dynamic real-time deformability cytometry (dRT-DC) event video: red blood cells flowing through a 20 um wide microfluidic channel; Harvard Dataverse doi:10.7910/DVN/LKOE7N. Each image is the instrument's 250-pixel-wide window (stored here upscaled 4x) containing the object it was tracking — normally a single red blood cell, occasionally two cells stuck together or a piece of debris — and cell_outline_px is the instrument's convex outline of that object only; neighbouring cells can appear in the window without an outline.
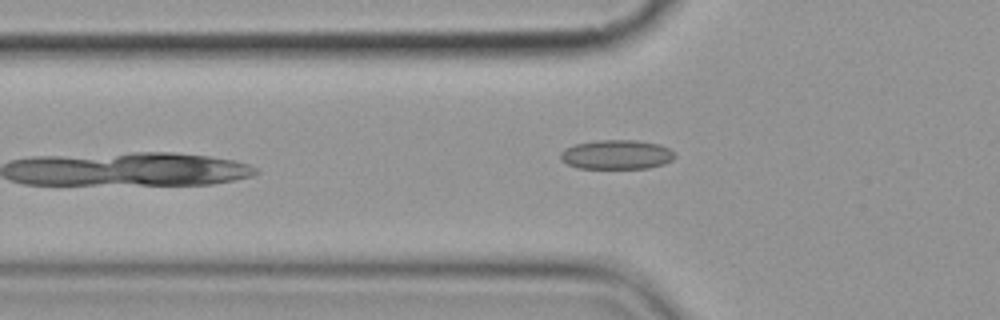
{"species": "common noctule bat (a hibernating species)", "species_latin": "Nyctalus noctula", "temperature_condition": "cold", "stored_images_in_passage": 15, "camera_frame_rate_fps": 3000, "um_per_image_px": 0.085, "animal": {"sex": "female", "body_mass_g": 19.9}, "frame": {"image": 1, "passage_image": 5, "time_ms": 5.667, "image_size_px": [1000, 320], "cell_outline_px": [[676, 156], [672, 160], [664, 164], [648, 168], [576, 168], [560, 160], [560, 152], [564, 148], [576, 144], [596, 140], [636, 140], [660, 144], [676, 152]], "centroid_in_image_um": [52.42, 13.14], "position_along_channel_um": 73.4, "area_um2": 19.77}}
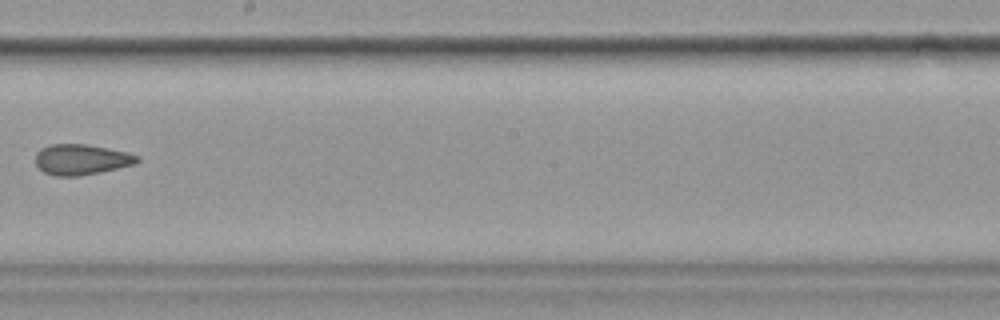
{"frame": {"image": 2, "passage_image": 9, "time_ms": 10.333, "image_size_px": [1000, 320], "cell_outline_px": [[140, 160], [136, 164], [100, 172], [80, 176], [56, 176], [44, 172], [36, 164], [36, 152], [40, 148], [52, 144], [84, 144], [128, 152], [140, 156]], "centroid_in_image_um": [6.93, 13.56], "position_along_channel_um": 241.3, "area_um2": 18.15}}
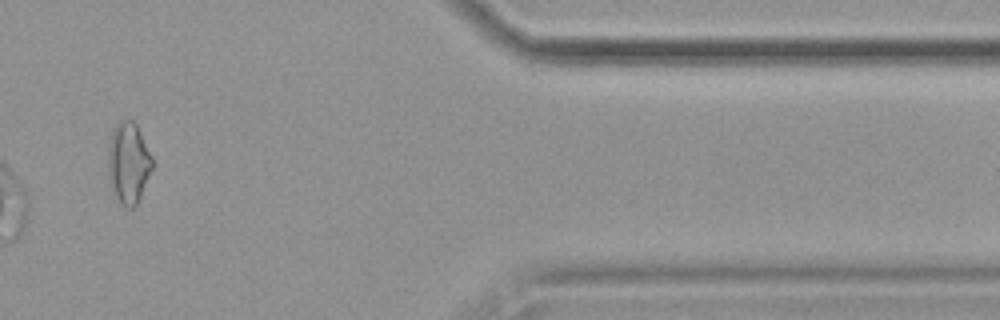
{"frame": {"image": 3, "passage_image": 13, "time_ms": 15.667, "image_size_px": [1000, 320], "cell_outline_px": [[152, 168], [140, 196], [136, 204], [132, 208], [128, 208], [116, 196], [108, 176], [108, 148], [112, 132], [116, 124], [120, 120], [132, 120], [136, 124], [152, 156]], "centroid_in_image_um": [10.91, 13.8], "position_along_channel_um": 400.5, "area_um2": 20.4}, "authors_computed_cell_mechanics": {"area_um2": 19.7676, "velocity_mm_per_s": 3.6049, "shape_relaxation_time_tau1_ms": null, "shape_relaxation_time_tau2_ms": 2.4643, "deformation_change_tau1": null, "deformation_change_tau2": 0.0589}}